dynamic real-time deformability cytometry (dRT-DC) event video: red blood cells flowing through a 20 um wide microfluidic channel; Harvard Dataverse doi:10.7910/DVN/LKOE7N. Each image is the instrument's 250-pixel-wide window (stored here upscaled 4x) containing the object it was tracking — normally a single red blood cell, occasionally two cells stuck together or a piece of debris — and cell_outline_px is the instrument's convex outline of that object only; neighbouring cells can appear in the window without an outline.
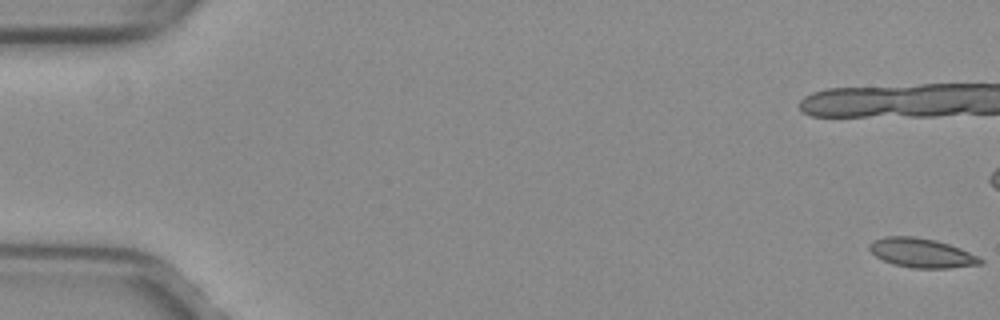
{"species": "common noctule bat (a hibernating species)", "species_latin": "Nyctalus noctula", "temperature_condition": "warm", "stored_images_in_passage": 17, "camera_frame_rate_fps": 3000, "um_per_image_px": 0.085, "animal": {"sex": "female", "body_mass_g": 29.2, "forearm_length_mm": 56.3}, "frame": {"image": 1, "passage_image": 1, "time_ms": 0.0, "image_size_px": [1000, 320], "cell_outline_px": [[984, 264], [952, 268], [912, 268], [892, 264], [876, 256], [868, 248], [868, 244], [872, 240], [884, 236], [912, 236], [936, 240], [960, 248], [980, 256], [984, 260]], "centroid_in_image_um": [78.36, 21.5], "position_along_channel_um": 6.6, "area_um2": 19.19}}